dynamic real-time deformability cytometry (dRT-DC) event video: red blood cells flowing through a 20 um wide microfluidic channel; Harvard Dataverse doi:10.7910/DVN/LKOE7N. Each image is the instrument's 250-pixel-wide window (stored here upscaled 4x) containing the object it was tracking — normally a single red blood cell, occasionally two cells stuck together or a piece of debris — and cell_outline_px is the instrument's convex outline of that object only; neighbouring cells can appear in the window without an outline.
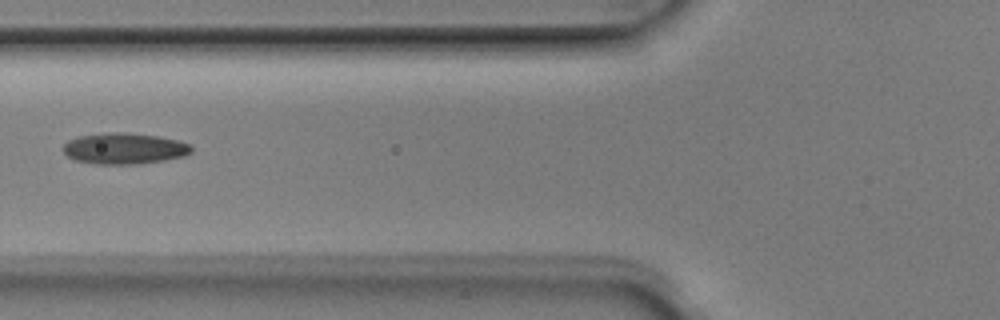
{"species": "Egyptian fruit bat (a non-hibernating species)", "species_latin": "Rousettus aegyptiacus", "temperature_condition": "room temperature", "stored_images_in_passage": 6, "camera_frame_rate_fps": 3000, "um_per_image_px": 0.085, "animal": {"sex": "male"}, "frame": {"image": 1, "passage_image": 6, "time_ms": 1.667, "image_size_px": [1000, 320], "cell_outline_px": [[192, 152], [184, 156], [164, 160], [132, 164], [96, 164], [76, 160], [68, 156], [64, 152], [64, 144], [68, 140], [80, 136], [112, 132], [124, 132], [156, 136], [176, 140], [192, 144]], "centroid_in_image_um": [10.58, 12.62], "position_along_channel_um": 115.2, "area_um2": 23.0}}